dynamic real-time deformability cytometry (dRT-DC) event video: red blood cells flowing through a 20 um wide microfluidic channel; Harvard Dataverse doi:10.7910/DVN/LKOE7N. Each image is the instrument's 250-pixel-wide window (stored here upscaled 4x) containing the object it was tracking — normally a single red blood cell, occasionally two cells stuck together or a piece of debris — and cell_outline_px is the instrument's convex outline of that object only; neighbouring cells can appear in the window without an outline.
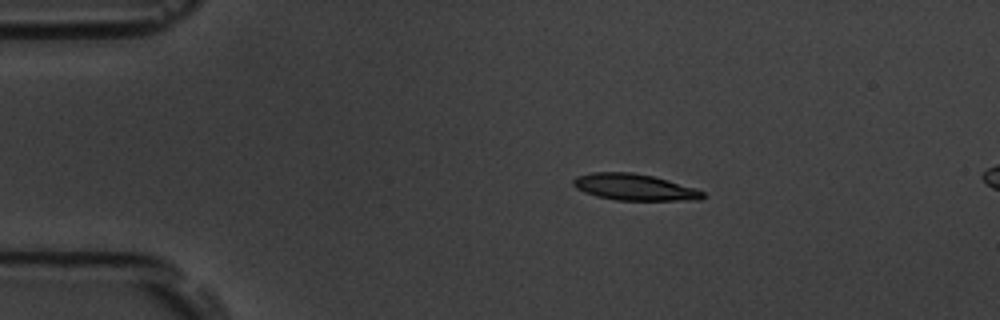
{"species": "common noctule bat (a hibernating species)", "species_latin": "Nyctalus noctula", "temperature_condition": "room temperature", "stored_images_in_passage": 7, "camera_frame_rate_fps": 3000, "um_per_image_px": 0.085, "animal": {"sex": "male", "body_mass_g": 19.5, "forearm_length_mm": 54.6}, "frame": {"image": 1, "passage_image": 1, "time_ms": 0.0, "image_size_px": [1000, 320], "cell_outline_px": [[704, 196], [700, 200], [616, 200], [596, 196], [584, 192], [576, 188], [572, 184], [572, 180], [576, 176], [592, 172], [632, 172], [652, 176], [668, 180], [704, 192]], "centroid_in_image_um": [53.86, 15.9], "position_along_channel_um": 31.1, "area_um2": 19.83}}